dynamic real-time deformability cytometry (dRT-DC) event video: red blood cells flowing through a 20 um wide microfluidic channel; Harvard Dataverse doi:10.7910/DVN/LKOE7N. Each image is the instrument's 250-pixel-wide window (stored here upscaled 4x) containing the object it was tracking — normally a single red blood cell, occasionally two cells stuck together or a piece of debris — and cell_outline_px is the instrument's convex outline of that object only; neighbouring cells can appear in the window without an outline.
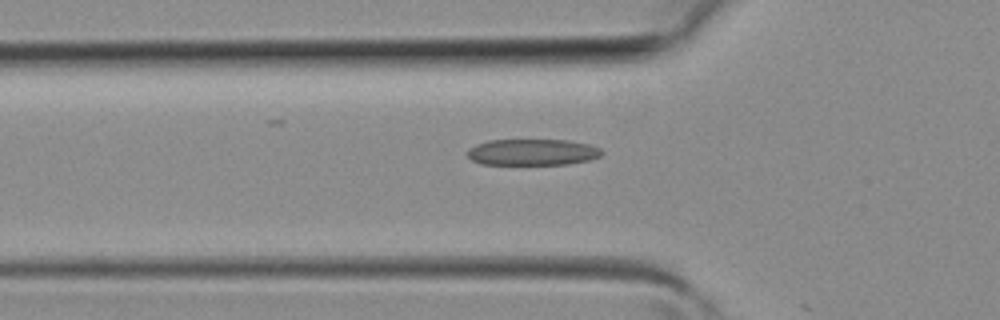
{"species": "common noctule bat (a hibernating species)", "species_latin": "Nyctalus noctula", "temperature_condition": "room temperature", "stored_images_in_passage": 14, "camera_frame_rate_fps": 3000, "um_per_image_px": 0.085, "animal": {"sex": "female", "body_mass_g": 19.3, "forearm_length_mm": 54.1}, "frame": {"image": 1, "passage_image": 13, "time_ms": 4.0, "image_size_px": [1000, 320], "cell_outline_px": [[604, 152], [600, 156], [588, 160], [568, 164], [480, 164], [472, 160], [468, 156], [468, 148], [476, 144], [488, 140], [568, 140], [588, 144], [600, 148]], "centroid_in_image_um": [45.25, 12.93], "position_along_channel_um": 80.5, "area_um2": 20.58}}